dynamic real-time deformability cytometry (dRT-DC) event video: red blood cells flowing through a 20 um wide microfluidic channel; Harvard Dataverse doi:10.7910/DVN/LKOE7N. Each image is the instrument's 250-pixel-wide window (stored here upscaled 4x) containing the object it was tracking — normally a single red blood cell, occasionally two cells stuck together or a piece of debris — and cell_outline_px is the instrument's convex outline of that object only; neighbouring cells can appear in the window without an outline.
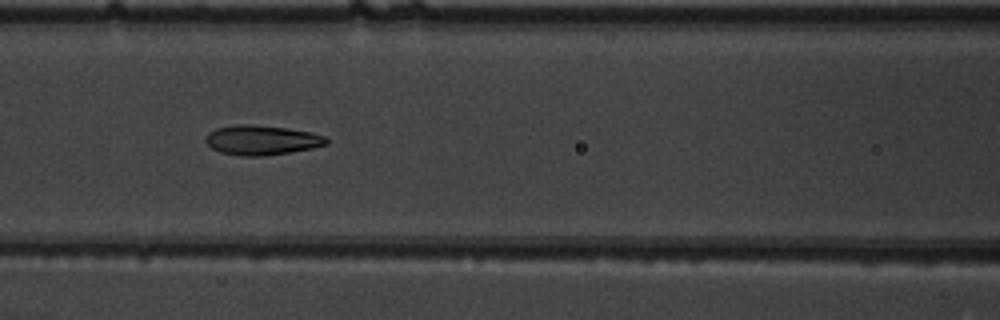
{"species": "common noctule bat (a hibernating species)", "species_latin": "Nyctalus noctula", "temperature_condition": "warm", "stored_images_in_passage": 26, "camera_frame_rate_fps": 3000, "um_per_image_px": 0.085, "animal": {"sex": "male", "body_mass_g": 19.5, "forearm_length_mm": 54.6}, "frame": {"image": 1, "passage_image": 11, "time_ms": 3.333, "image_size_px": [1000, 320], "cell_outline_px": [[328, 144], [312, 148], [264, 156], [244, 156], [220, 152], [212, 148], [204, 140], [208, 132], [216, 128], [240, 124], [252, 124], [288, 128], [312, 132], [324, 136], [328, 140]], "centroid_in_image_um": [22.24, 11.9], "position_along_channel_um": 144.4, "area_um2": 20.87}}
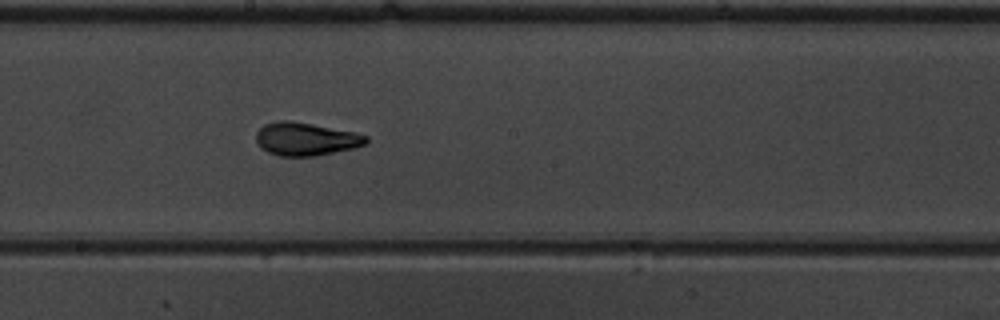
{"frame": {"image": 2, "passage_image": 17, "time_ms": 5.333, "image_size_px": [1000, 320], "cell_outline_px": [[368, 140], [364, 144], [352, 148], [316, 156], [280, 156], [268, 152], [260, 148], [256, 140], [256, 132], [264, 124], [280, 120], [288, 120], [312, 124], [352, 132], [368, 136]], "centroid_in_image_um": [25.94, 11.82], "position_along_channel_um": 222.3, "area_um2": 20.98}}
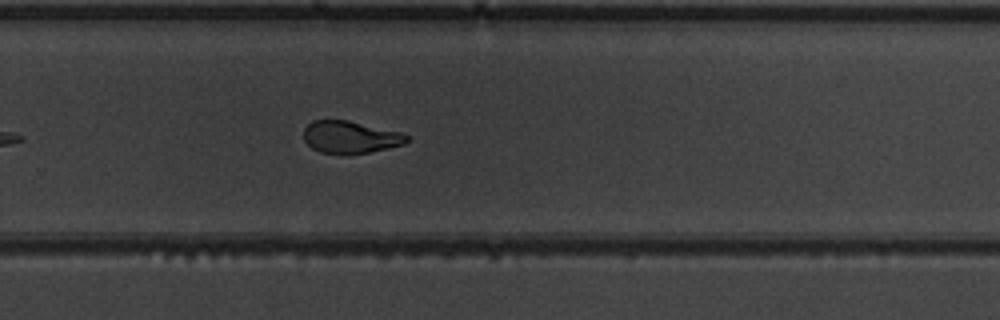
{"frame": {"image": 3, "passage_image": 23, "time_ms": 7.333, "image_size_px": [1000, 320], "cell_outline_px": [[408, 140], [404, 144], [388, 148], [368, 152], [344, 156], [320, 152], [312, 148], [304, 140], [304, 128], [312, 120], [348, 120], [400, 132], [408, 136]], "centroid_in_image_um": [29.74, 11.67], "position_along_channel_um": 300.1, "area_um2": 19.59}}